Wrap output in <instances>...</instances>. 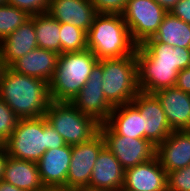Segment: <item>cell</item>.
Instances as JSON below:
<instances>
[{"label": "cell", "mask_w": 190, "mask_h": 191, "mask_svg": "<svg viewBox=\"0 0 190 191\" xmlns=\"http://www.w3.org/2000/svg\"><path fill=\"white\" fill-rule=\"evenodd\" d=\"M0 99L19 119L39 118L45 116L51 102L49 84L7 67L0 80Z\"/></svg>", "instance_id": "obj_1"}, {"label": "cell", "mask_w": 190, "mask_h": 191, "mask_svg": "<svg viewBox=\"0 0 190 191\" xmlns=\"http://www.w3.org/2000/svg\"><path fill=\"white\" fill-rule=\"evenodd\" d=\"M4 145L9 156L37 163L48 149H57L66 143L42 116L19 119Z\"/></svg>", "instance_id": "obj_2"}, {"label": "cell", "mask_w": 190, "mask_h": 191, "mask_svg": "<svg viewBox=\"0 0 190 191\" xmlns=\"http://www.w3.org/2000/svg\"><path fill=\"white\" fill-rule=\"evenodd\" d=\"M137 46L122 14H97L87 32V49L98 60L134 55Z\"/></svg>", "instance_id": "obj_3"}, {"label": "cell", "mask_w": 190, "mask_h": 191, "mask_svg": "<svg viewBox=\"0 0 190 191\" xmlns=\"http://www.w3.org/2000/svg\"><path fill=\"white\" fill-rule=\"evenodd\" d=\"M98 62L97 57L89 49L59 54L56 70L49 82L50 99L72 102Z\"/></svg>", "instance_id": "obj_4"}, {"label": "cell", "mask_w": 190, "mask_h": 191, "mask_svg": "<svg viewBox=\"0 0 190 191\" xmlns=\"http://www.w3.org/2000/svg\"><path fill=\"white\" fill-rule=\"evenodd\" d=\"M103 68L102 90L113 106L131 103L140 92L138 86L136 54L123 58L101 59Z\"/></svg>", "instance_id": "obj_5"}, {"label": "cell", "mask_w": 190, "mask_h": 191, "mask_svg": "<svg viewBox=\"0 0 190 191\" xmlns=\"http://www.w3.org/2000/svg\"><path fill=\"white\" fill-rule=\"evenodd\" d=\"M45 117L67 145L90 141L99 133L100 123L81 113L71 102H50Z\"/></svg>", "instance_id": "obj_6"}, {"label": "cell", "mask_w": 190, "mask_h": 191, "mask_svg": "<svg viewBox=\"0 0 190 191\" xmlns=\"http://www.w3.org/2000/svg\"><path fill=\"white\" fill-rule=\"evenodd\" d=\"M166 13L154 0H128L122 16L133 41L140 45L155 35Z\"/></svg>", "instance_id": "obj_7"}, {"label": "cell", "mask_w": 190, "mask_h": 191, "mask_svg": "<svg viewBox=\"0 0 190 191\" xmlns=\"http://www.w3.org/2000/svg\"><path fill=\"white\" fill-rule=\"evenodd\" d=\"M99 132L104 138L105 147L124 169L147 162L155 157L156 146L147 139L117 135L106 123L100 124Z\"/></svg>", "instance_id": "obj_8"}, {"label": "cell", "mask_w": 190, "mask_h": 191, "mask_svg": "<svg viewBox=\"0 0 190 191\" xmlns=\"http://www.w3.org/2000/svg\"><path fill=\"white\" fill-rule=\"evenodd\" d=\"M102 76L103 68L97 63L93 67L88 81L71 102L81 113L91 116L100 124L107 121L113 110V106L103 94Z\"/></svg>", "instance_id": "obj_9"}, {"label": "cell", "mask_w": 190, "mask_h": 191, "mask_svg": "<svg viewBox=\"0 0 190 191\" xmlns=\"http://www.w3.org/2000/svg\"><path fill=\"white\" fill-rule=\"evenodd\" d=\"M104 147L105 141L100 132L90 141L72 146L66 188L89 186L95 161Z\"/></svg>", "instance_id": "obj_10"}, {"label": "cell", "mask_w": 190, "mask_h": 191, "mask_svg": "<svg viewBox=\"0 0 190 191\" xmlns=\"http://www.w3.org/2000/svg\"><path fill=\"white\" fill-rule=\"evenodd\" d=\"M132 103L143 117V138L149 140L154 146L162 143L172 130L157 97L140 91Z\"/></svg>", "instance_id": "obj_11"}, {"label": "cell", "mask_w": 190, "mask_h": 191, "mask_svg": "<svg viewBox=\"0 0 190 191\" xmlns=\"http://www.w3.org/2000/svg\"><path fill=\"white\" fill-rule=\"evenodd\" d=\"M121 191H168L167 172L155 156L147 162L125 169Z\"/></svg>", "instance_id": "obj_12"}, {"label": "cell", "mask_w": 190, "mask_h": 191, "mask_svg": "<svg viewBox=\"0 0 190 191\" xmlns=\"http://www.w3.org/2000/svg\"><path fill=\"white\" fill-rule=\"evenodd\" d=\"M136 60L140 91L154 94L159 90L175 87L179 71L174 66L154 65L138 48Z\"/></svg>", "instance_id": "obj_13"}, {"label": "cell", "mask_w": 190, "mask_h": 191, "mask_svg": "<svg viewBox=\"0 0 190 191\" xmlns=\"http://www.w3.org/2000/svg\"><path fill=\"white\" fill-rule=\"evenodd\" d=\"M155 156L167 174L190 165V130L172 131L156 146Z\"/></svg>", "instance_id": "obj_14"}, {"label": "cell", "mask_w": 190, "mask_h": 191, "mask_svg": "<svg viewBox=\"0 0 190 191\" xmlns=\"http://www.w3.org/2000/svg\"><path fill=\"white\" fill-rule=\"evenodd\" d=\"M172 131L190 130V94L176 87L154 93Z\"/></svg>", "instance_id": "obj_15"}, {"label": "cell", "mask_w": 190, "mask_h": 191, "mask_svg": "<svg viewBox=\"0 0 190 191\" xmlns=\"http://www.w3.org/2000/svg\"><path fill=\"white\" fill-rule=\"evenodd\" d=\"M72 154V146L48 149L37 167L44 187H65Z\"/></svg>", "instance_id": "obj_16"}, {"label": "cell", "mask_w": 190, "mask_h": 191, "mask_svg": "<svg viewBox=\"0 0 190 191\" xmlns=\"http://www.w3.org/2000/svg\"><path fill=\"white\" fill-rule=\"evenodd\" d=\"M47 13L60 23H71L86 32L98 14L90 0H50Z\"/></svg>", "instance_id": "obj_17"}, {"label": "cell", "mask_w": 190, "mask_h": 191, "mask_svg": "<svg viewBox=\"0 0 190 191\" xmlns=\"http://www.w3.org/2000/svg\"><path fill=\"white\" fill-rule=\"evenodd\" d=\"M58 56L57 52L37 47L16 60L10 68L19 74L35 77L49 84L57 67Z\"/></svg>", "instance_id": "obj_18"}, {"label": "cell", "mask_w": 190, "mask_h": 191, "mask_svg": "<svg viewBox=\"0 0 190 191\" xmlns=\"http://www.w3.org/2000/svg\"><path fill=\"white\" fill-rule=\"evenodd\" d=\"M34 15L0 42V50L6 67L37 48Z\"/></svg>", "instance_id": "obj_19"}, {"label": "cell", "mask_w": 190, "mask_h": 191, "mask_svg": "<svg viewBox=\"0 0 190 191\" xmlns=\"http://www.w3.org/2000/svg\"><path fill=\"white\" fill-rule=\"evenodd\" d=\"M125 169L115 156L104 147L96 161L90 178V187L122 190Z\"/></svg>", "instance_id": "obj_20"}, {"label": "cell", "mask_w": 190, "mask_h": 191, "mask_svg": "<svg viewBox=\"0 0 190 191\" xmlns=\"http://www.w3.org/2000/svg\"><path fill=\"white\" fill-rule=\"evenodd\" d=\"M137 48L154 64L174 66L178 71L190 66V49L173 47L156 41L154 38L147 39Z\"/></svg>", "instance_id": "obj_21"}, {"label": "cell", "mask_w": 190, "mask_h": 191, "mask_svg": "<svg viewBox=\"0 0 190 191\" xmlns=\"http://www.w3.org/2000/svg\"><path fill=\"white\" fill-rule=\"evenodd\" d=\"M2 180L24 191L45 189L36 162L13 158L9 155H7Z\"/></svg>", "instance_id": "obj_22"}, {"label": "cell", "mask_w": 190, "mask_h": 191, "mask_svg": "<svg viewBox=\"0 0 190 191\" xmlns=\"http://www.w3.org/2000/svg\"><path fill=\"white\" fill-rule=\"evenodd\" d=\"M117 135L129 138H143V117L131 102L113 107L105 122Z\"/></svg>", "instance_id": "obj_23"}, {"label": "cell", "mask_w": 190, "mask_h": 191, "mask_svg": "<svg viewBox=\"0 0 190 191\" xmlns=\"http://www.w3.org/2000/svg\"><path fill=\"white\" fill-rule=\"evenodd\" d=\"M152 38L173 47L190 49V24L167 12Z\"/></svg>", "instance_id": "obj_24"}, {"label": "cell", "mask_w": 190, "mask_h": 191, "mask_svg": "<svg viewBox=\"0 0 190 191\" xmlns=\"http://www.w3.org/2000/svg\"><path fill=\"white\" fill-rule=\"evenodd\" d=\"M34 27L38 47L61 54L60 22L45 12L34 15Z\"/></svg>", "instance_id": "obj_25"}, {"label": "cell", "mask_w": 190, "mask_h": 191, "mask_svg": "<svg viewBox=\"0 0 190 191\" xmlns=\"http://www.w3.org/2000/svg\"><path fill=\"white\" fill-rule=\"evenodd\" d=\"M61 53L87 49V32L71 23H60Z\"/></svg>", "instance_id": "obj_26"}, {"label": "cell", "mask_w": 190, "mask_h": 191, "mask_svg": "<svg viewBox=\"0 0 190 191\" xmlns=\"http://www.w3.org/2000/svg\"><path fill=\"white\" fill-rule=\"evenodd\" d=\"M30 16L21 9L4 4L0 6V42L26 22Z\"/></svg>", "instance_id": "obj_27"}, {"label": "cell", "mask_w": 190, "mask_h": 191, "mask_svg": "<svg viewBox=\"0 0 190 191\" xmlns=\"http://www.w3.org/2000/svg\"><path fill=\"white\" fill-rule=\"evenodd\" d=\"M18 120L19 118L15 113L2 99H0V140L4 143L11 136Z\"/></svg>", "instance_id": "obj_28"}, {"label": "cell", "mask_w": 190, "mask_h": 191, "mask_svg": "<svg viewBox=\"0 0 190 191\" xmlns=\"http://www.w3.org/2000/svg\"><path fill=\"white\" fill-rule=\"evenodd\" d=\"M168 191H190V165L167 174Z\"/></svg>", "instance_id": "obj_29"}, {"label": "cell", "mask_w": 190, "mask_h": 191, "mask_svg": "<svg viewBox=\"0 0 190 191\" xmlns=\"http://www.w3.org/2000/svg\"><path fill=\"white\" fill-rule=\"evenodd\" d=\"M7 4L25 11L29 16L48 11L50 0H7Z\"/></svg>", "instance_id": "obj_30"}, {"label": "cell", "mask_w": 190, "mask_h": 191, "mask_svg": "<svg viewBox=\"0 0 190 191\" xmlns=\"http://www.w3.org/2000/svg\"><path fill=\"white\" fill-rule=\"evenodd\" d=\"M98 14H122L128 0H90Z\"/></svg>", "instance_id": "obj_31"}, {"label": "cell", "mask_w": 190, "mask_h": 191, "mask_svg": "<svg viewBox=\"0 0 190 191\" xmlns=\"http://www.w3.org/2000/svg\"><path fill=\"white\" fill-rule=\"evenodd\" d=\"M170 13L190 24V0H180Z\"/></svg>", "instance_id": "obj_32"}, {"label": "cell", "mask_w": 190, "mask_h": 191, "mask_svg": "<svg viewBox=\"0 0 190 191\" xmlns=\"http://www.w3.org/2000/svg\"><path fill=\"white\" fill-rule=\"evenodd\" d=\"M175 87L190 94V66L179 71Z\"/></svg>", "instance_id": "obj_33"}, {"label": "cell", "mask_w": 190, "mask_h": 191, "mask_svg": "<svg viewBox=\"0 0 190 191\" xmlns=\"http://www.w3.org/2000/svg\"><path fill=\"white\" fill-rule=\"evenodd\" d=\"M7 150L5 145L0 149V180H2L3 172L5 169V164L7 160Z\"/></svg>", "instance_id": "obj_34"}, {"label": "cell", "mask_w": 190, "mask_h": 191, "mask_svg": "<svg viewBox=\"0 0 190 191\" xmlns=\"http://www.w3.org/2000/svg\"><path fill=\"white\" fill-rule=\"evenodd\" d=\"M156 3L161 5L167 12H170L172 8L180 1V0H154Z\"/></svg>", "instance_id": "obj_35"}, {"label": "cell", "mask_w": 190, "mask_h": 191, "mask_svg": "<svg viewBox=\"0 0 190 191\" xmlns=\"http://www.w3.org/2000/svg\"><path fill=\"white\" fill-rule=\"evenodd\" d=\"M0 191H24L22 189H19L18 187L5 182L4 180H0Z\"/></svg>", "instance_id": "obj_36"}, {"label": "cell", "mask_w": 190, "mask_h": 191, "mask_svg": "<svg viewBox=\"0 0 190 191\" xmlns=\"http://www.w3.org/2000/svg\"><path fill=\"white\" fill-rule=\"evenodd\" d=\"M76 191H121V190L103 189V188H94L90 186H84V187L77 188Z\"/></svg>", "instance_id": "obj_37"}, {"label": "cell", "mask_w": 190, "mask_h": 191, "mask_svg": "<svg viewBox=\"0 0 190 191\" xmlns=\"http://www.w3.org/2000/svg\"><path fill=\"white\" fill-rule=\"evenodd\" d=\"M41 191H76V189L66 187H45V189Z\"/></svg>", "instance_id": "obj_38"}, {"label": "cell", "mask_w": 190, "mask_h": 191, "mask_svg": "<svg viewBox=\"0 0 190 191\" xmlns=\"http://www.w3.org/2000/svg\"><path fill=\"white\" fill-rule=\"evenodd\" d=\"M6 65H5V62H4V59L2 58V52L0 50V80L3 76V73H4V70L6 69Z\"/></svg>", "instance_id": "obj_39"}, {"label": "cell", "mask_w": 190, "mask_h": 191, "mask_svg": "<svg viewBox=\"0 0 190 191\" xmlns=\"http://www.w3.org/2000/svg\"><path fill=\"white\" fill-rule=\"evenodd\" d=\"M7 3V0H0V6Z\"/></svg>", "instance_id": "obj_40"}, {"label": "cell", "mask_w": 190, "mask_h": 191, "mask_svg": "<svg viewBox=\"0 0 190 191\" xmlns=\"http://www.w3.org/2000/svg\"><path fill=\"white\" fill-rule=\"evenodd\" d=\"M4 146V142L0 140V149Z\"/></svg>", "instance_id": "obj_41"}]
</instances>
